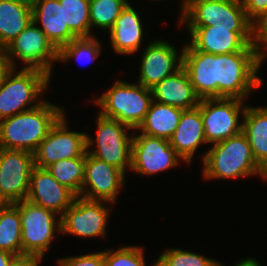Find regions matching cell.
Listing matches in <instances>:
<instances>
[{
  "instance_id": "11",
  "label": "cell",
  "mask_w": 267,
  "mask_h": 266,
  "mask_svg": "<svg viewBox=\"0 0 267 266\" xmlns=\"http://www.w3.org/2000/svg\"><path fill=\"white\" fill-rule=\"evenodd\" d=\"M110 204L113 205L106 201L76 196L72 205L60 216V234H70L81 238L106 237L112 210Z\"/></svg>"
},
{
  "instance_id": "19",
  "label": "cell",
  "mask_w": 267,
  "mask_h": 266,
  "mask_svg": "<svg viewBox=\"0 0 267 266\" xmlns=\"http://www.w3.org/2000/svg\"><path fill=\"white\" fill-rule=\"evenodd\" d=\"M183 45L182 66L200 99L216 98L215 55L197 51L188 41Z\"/></svg>"
},
{
  "instance_id": "10",
  "label": "cell",
  "mask_w": 267,
  "mask_h": 266,
  "mask_svg": "<svg viewBox=\"0 0 267 266\" xmlns=\"http://www.w3.org/2000/svg\"><path fill=\"white\" fill-rule=\"evenodd\" d=\"M5 50L14 68L20 61L22 68L39 69L51 77L54 63L58 62V50L33 20Z\"/></svg>"
},
{
  "instance_id": "38",
  "label": "cell",
  "mask_w": 267,
  "mask_h": 266,
  "mask_svg": "<svg viewBox=\"0 0 267 266\" xmlns=\"http://www.w3.org/2000/svg\"><path fill=\"white\" fill-rule=\"evenodd\" d=\"M13 69L14 67L7 56L6 50L0 48V88Z\"/></svg>"
},
{
  "instance_id": "5",
  "label": "cell",
  "mask_w": 267,
  "mask_h": 266,
  "mask_svg": "<svg viewBox=\"0 0 267 266\" xmlns=\"http://www.w3.org/2000/svg\"><path fill=\"white\" fill-rule=\"evenodd\" d=\"M51 76L39 69L14 68L0 88V120L40 105Z\"/></svg>"
},
{
  "instance_id": "43",
  "label": "cell",
  "mask_w": 267,
  "mask_h": 266,
  "mask_svg": "<svg viewBox=\"0 0 267 266\" xmlns=\"http://www.w3.org/2000/svg\"><path fill=\"white\" fill-rule=\"evenodd\" d=\"M264 179L267 182V162L261 167L260 179Z\"/></svg>"
},
{
  "instance_id": "30",
  "label": "cell",
  "mask_w": 267,
  "mask_h": 266,
  "mask_svg": "<svg viewBox=\"0 0 267 266\" xmlns=\"http://www.w3.org/2000/svg\"><path fill=\"white\" fill-rule=\"evenodd\" d=\"M64 6V26L78 37H92L89 0H59Z\"/></svg>"
},
{
  "instance_id": "7",
  "label": "cell",
  "mask_w": 267,
  "mask_h": 266,
  "mask_svg": "<svg viewBox=\"0 0 267 266\" xmlns=\"http://www.w3.org/2000/svg\"><path fill=\"white\" fill-rule=\"evenodd\" d=\"M21 218L22 255L44 258L51 248L56 233H61L60 216L27 199L14 203ZM58 217V218H57Z\"/></svg>"
},
{
  "instance_id": "24",
  "label": "cell",
  "mask_w": 267,
  "mask_h": 266,
  "mask_svg": "<svg viewBox=\"0 0 267 266\" xmlns=\"http://www.w3.org/2000/svg\"><path fill=\"white\" fill-rule=\"evenodd\" d=\"M183 109L152 101L138 130L146 135L170 139L178 127Z\"/></svg>"
},
{
  "instance_id": "26",
  "label": "cell",
  "mask_w": 267,
  "mask_h": 266,
  "mask_svg": "<svg viewBox=\"0 0 267 266\" xmlns=\"http://www.w3.org/2000/svg\"><path fill=\"white\" fill-rule=\"evenodd\" d=\"M31 21V9L16 0H0V48L5 49Z\"/></svg>"
},
{
  "instance_id": "3",
  "label": "cell",
  "mask_w": 267,
  "mask_h": 266,
  "mask_svg": "<svg viewBox=\"0 0 267 266\" xmlns=\"http://www.w3.org/2000/svg\"><path fill=\"white\" fill-rule=\"evenodd\" d=\"M262 65L257 52L215 55L216 98L246 101L253 90L263 84V79L258 75Z\"/></svg>"
},
{
  "instance_id": "17",
  "label": "cell",
  "mask_w": 267,
  "mask_h": 266,
  "mask_svg": "<svg viewBox=\"0 0 267 266\" xmlns=\"http://www.w3.org/2000/svg\"><path fill=\"white\" fill-rule=\"evenodd\" d=\"M142 51L137 83L144 87L151 89L182 66L183 47L178 52L175 45L166 40L155 39Z\"/></svg>"
},
{
  "instance_id": "1",
  "label": "cell",
  "mask_w": 267,
  "mask_h": 266,
  "mask_svg": "<svg viewBox=\"0 0 267 266\" xmlns=\"http://www.w3.org/2000/svg\"><path fill=\"white\" fill-rule=\"evenodd\" d=\"M64 108L45 99L37 107L0 120V148L34 153L65 114Z\"/></svg>"
},
{
  "instance_id": "35",
  "label": "cell",
  "mask_w": 267,
  "mask_h": 266,
  "mask_svg": "<svg viewBox=\"0 0 267 266\" xmlns=\"http://www.w3.org/2000/svg\"><path fill=\"white\" fill-rule=\"evenodd\" d=\"M254 45L264 63L267 59V15L254 25Z\"/></svg>"
},
{
  "instance_id": "8",
  "label": "cell",
  "mask_w": 267,
  "mask_h": 266,
  "mask_svg": "<svg viewBox=\"0 0 267 266\" xmlns=\"http://www.w3.org/2000/svg\"><path fill=\"white\" fill-rule=\"evenodd\" d=\"M180 26L216 28H254L247 18L242 0H184Z\"/></svg>"
},
{
  "instance_id": "44",
  "label": "cell",
  "mask_w": 267,
  "mask_h": 266,
  "mask_svg": "<svg viewBox=\"0 0 267 266\" xmlns=\"http://www.w3.org/2000/svg\"><path fill=\"white\" fill-rule=\"evenodd\" d=\"M211 266H225L224 263H222L221 261L215 260Z\"/></svg>"
},
{
  "instance_id": "20",
  "label": "cell",
  "mask_w": 267,
  "mask_h": 266,
  "mask_svg": "<svg viewBox=\"0 0 267 266\" xmlns=\"http://www.w3.org/2000/svg\"><path fill=\"white\" fill-rule=\"evenodd\" d=\"M169 142L186 166L190 167L198 148L204 144L208 145L199 107L183 111L178 127Z\"/></svg>"
},
{
  "instance_id": "25",
  "label": "cell",
  "mask_w": 267,
  "mask_h": 266,
  "mask_svg": "<svg viewBox=\"0 0 267 266\" xmlns=\"http://www.w3.org/2000/svg\"><path fill=\"white\" fill-rule=\"evenodd\" d=\"M242 132L246 135L256 162L262 167L267 162V106H247Z\"/></svg>"
},
{
  "instance_id": "18",
  "label": "cell",
  "mask_w": 267,
  "mask_h": 266,
  "mask_svg": "<svg viewBox=\"0 0 267 266\" xmlns=\"http://www.w3.org/2000/svg\"><path fill=\"white\" fill-rule=\"evenodd\" d=\"M76 195L60 184L46 169L34 167L31 172L26 199L54 211L61 216L70 207Z\"/></svg>"
},
{
  "instance_id": "27",
  "label": "cell",
  "mask_w": 267,
  "mask_h": 266,
  "mask_svg": "<svg viewBox=\"0 0 267 266\" xmlns=\"http://www.w3.org/2000/svg\"><path fill=\"white\" fill-rule=\"evenodd\" d=\"M21 231L19 208L11 203L0 210V249L22 255Z\"/></svg>"
},
{
  "instance_id": "37",
  "label": "cell",
  "mask_w": 267,
  "mask_h": 266,
  "mask_svg": "<svg viewBox=\"0 0 267 266\" xmlns=\"http://www.w3.org/2000/svg\"><path fill=\"white\" fill-rule=\"evenodd\" d=\"M43 258L34 255H19L15 256L9 266H39L41 265Z\"/></svg>"
},
{
  "instance_id": "31",
  "label": "cell",
  "mask_w": 267,
  "mask_h": 266,
  "mask_svg": "<svg viewBox=\"0 0 267 266\" xmlns=\"http://www.w3.org/2000/svg\"><path fill=\"white\" fill-rule=\"evenodd\" d=\"M129 0H89L90 26L109 32ZM93 27V28H92Z\"/></svg>"
},
{
  "instance_id": "40",
  "label": "cell",
  "mask_w": 267,
  "mask_h": 266,
  "mask_svg": "<svg viewBox=\"0 0 267 266\" xmlns=\"http://www.w3.org/2000/svg\"><path fill=\"white\" fill-rule=\"evenodd\" d=\"M14 257L12 253L0 249V266H9Z\"/></svg>"
},
{
  "instance_id": "22",
  "label": "cell",
  "mask_w": 267,
  "mask_h": 266,
  "mask_svg": "<svg viewBox=\"0 0 267 266\" xmlns=\"http://www.w3.org/2000/svg\"><path fill=\"white\" fill-rule=\"evenodd\" d=\"M151 90L154 101L183 110L198 107L201 100L196 95L189 75L183 66L157 83Z\"/></svg>"
},
{
  "instance_id": "14",
  "label": "cell",
  "mask_w": 267,
  "mask_h": 266,
  "mask_svg": "<svg viewBox=\"0 0 267 266\" xmlns=\"http://www.w3.org/2000/svg\"><path fill=\"white\" fill-rule=\"evenodd\" d=\"M64 114L33 153L34 165L46 169L60 160L82 157L87 152V133L71 131Z\"/></svg>"
},
{
  "instance_id": "45",
  "label": "cell",
  "mask_w": 267,
  "mask_h": 266,
  "mask_svg": "<svg viewBox=\"0 0 267 266\" xmlns=\"http://www.w3.org/2000/svg\"><path fill=\"white\" fill-rule=\"evenodd\" d=\"M180 6H181V14L179 16V19L182 17V14H183V10H184V0H181V3H180Z\"/></svg>"
},
{
  "instance_id": "21",
  "label": "cell",
  "mask_w": 267,
  "mask_h": 266,
  "mask_svg": "<svg viewBox=\"0 0 267 266\" xmlns=\"http://www.w3.org/2000/svg\"><path fill=\"white\" fill-rule=\"evenodd\" d=\"M136 11L129 3L115 19L113 27L108 32L110 44L116 54L127 56L141 50L145 28L139 12Z\"/></svg>"
},
{
  "instance_id": "15",
  "label": "cell",
  "mask_w": 267,
  "mask_h": 266,
  "mask_svg": "<svg viewBox=\"0 0 267 266\" xmlns=\"http://www.w3.org/2000/svg\"><path fill=\"white\" fill-rule=\"evenodd\" d=\"M125 180L123 171L86 152L81 197L116 204L120 191L125 187Z\"/></svg>"
},
{
  "instance_id": "4",
  "label": "cell",
  "mask_w": 267,
  "mask_h": 266,
  "mask_svg": "<svg viewBox=\"0 0 267 266\" xmlns=\"http://www.w3.org/2000/svg\"><path fill=\"white\" fill-rule=\"evenodd\" d=\"M92 101L100 107V115L118 120L135 130L144 121L153 97L150 88L137 82L116 80L110 89Z\"/></svg>"
},
{
  "instance_id": "32",
  "label": "cell",
  "mask_w": 267,
  "mask_h": 266,
  "mask_svg": "<svg viewBox=\"0 0 267 266\" xmlns=\"http://www.w3.org/2000/svg\"><path fill=\"white\" fill-rule=\"evenodd\" d=\"M215 260L185 249L167 247L151 266H211Z\"/></svg>"
},
{
  "instance_id": "2",
  "label": "cell",
  "mask_w": 267,
  "mask_h": 266,
  "mask_svg": "<svg viewBox=\"0 0 267 266\" xmlns=\"http://www.w3.org/2000/svg\"><path fill=\"white\" fill-rule=\"evenodd\" d=\"M201 156V173L205 180L260 177L261 166L256 162L243 132L212 144Z\"/></svg>"
},
{
  "instance_id": "23",
  "label": "cell",
  "mask_w": 267,
  "mask_h": 266,
  "mask_svg": "<svg viewBox=\"0 0 267 266\" xmlns=\"http://www.w3.org/2000/svg\"><path fill=\"white\" fill-rule=\"evenodd\" d=\"M32 20L58 51L78 38L64 26V6L59 0H41L32 10Z\"/></svg>"
},
{
  "instance_id": "34",
  "label": "cell",
  "mask_w": 267,
  "mask_h": 266,
  "mask_svg": "<svg viewBox=\"0 0 267 266\" xmlns=\"http://www.w3.org/2000/svg\"><path fill=\"white\" fill-rule=\"evenodd\" d=\"M58 266H105L104 250L57 259Z\"/></svg>"
},
{
  "instance_id": "12",
  "label": "cell",
  "mask_w": 267,
  "mask_h": 266,
  "mask_svg": "<svg viewBox=\"0 0 267 266\" xmlns=\"http://www.w3.org/2000/svg\"><path fill=\"white\" fill-rule=\"evenodd\" d=\"M133 133L130 172L154 176L185 163L168 139L149 136L138 129Z\"/></svg>"
},
{
  "instance_id": "33",
  "label": "cell",
  "mask_w": 267,
  "mask_h": 266,
  "mask_svg": "<svg viewBox=\"0 0 267 266\" xmlns=\"http://www.w3.org/2000/svg\"><path fill=\"white\" fill-rule=\"evenodd\" d=\"M144 248L137 245H122L120 248L105 249V266H146Z\"/></svg>"
},
{
  "instance_id": "28",
  "label": "cell",
  "mask_w": 267,
  "mask_h": 266,
  "mask_svg": "<svg viewBox=\"0 0 267 266\" xmlns=\"http://www.w3.org/2000/svg\"><path fill=\"white\" fill-rule=\"evenodd\" d=\"M86 153L82 157L60 160L46 168L62 185L76 196L81 195L84 181Z\"/></svg>"
},
{
  "instance_id": "6",
  "label": "cell",
  "mask_w": 267,
  "mask_h": 266,
  "mask_svg": "<svg viewBox=\"0 0 267 266\" xmlns=\"http://www.w3.org/2000/svg\"><path fill=\"white\" fill-rule=\"evenodd\" d=\"M96 116V138L93 139L90 133H87V153L126 174L131 168L134 130L118 120L104 117L99 113Z\"/></svg>"
},
{
  "instance_id": "16",
  "label": "cell",
  "mask_w": 267,
  "mask_h": 266,
  "mask_svg": "<svg viewBox=\"0 0 267 266\" xmlns=\"http://www.w3.org/2000/svg\"><path fill=\"white\" fill-rule=\"evenodd\" d=\"M34 167L33 153L0 148V190L10 203L26 199Z\"/></svg>"
},
{
  "instance_id": "42",
  "label": "cell",
  "mask_w": 267,
  "mask_h": 266,
  "mask_svg": "<svg viewBox=\"0 0 267 266\" xmlns=\"http://www.w3.org/2000/svg\"><path fill=\"white\" fill-rule=\"evenodd\" d=\"M11 203L3 196L0 190V210L7 207Z\"/></svg>"
},
{
  "instance_id": "29",
  "label": "cell",
  "mask_w": 267,
  "mask_h": 266,
  "mask_svg": "<svg viewBox=\"0 0 267 266\" xmlns=\"http://www.w3.org/2000/svg\"><path fill=\"white\" fill-rule=\"evenodd\" d=\"M102 44L96 36L72 40L58 51V63L68 64L74 60L83 64L93 63L101 56Z\"/></svg>"
},
{
  "instance_id": "36",
  "label": "cell",
  "mask_w": 267,
  "mask_h": 266,
  "mask_svg": "<svg viewBox=\"0 0 267 266\" xmlns=\"http://www.w3.org/2000/svg\"><path fill=\"white\" fill-rule=\"evenodd\" d=\"M247 18L255 25L267 15V0H242Z\"/></svg>"
},
{
  "instance_id": "9",
  "label": "cell",
  "mask_w": 267,
  "mask_h": 266,
  "mask_svg": "<svg viewBox=\"0 0 267 266\" xmlns=\"http://www.w3.org/2000/svg\"><path fill=\"white\" fill-rule=\"evenodd\" d=\"M238 98L201 99L198 107L203 119L206 141L221 142L242 132L247 103Z\"/></svg>"
},
{
  "instance_id": "13",
  "label": "cell",
  "mask_w": 267,
  "mask_h": 266,
  "mask_svg": "<svg viewBox=\"0 0 267 266\" xmlns=\"http://www.w3.org/2000/svg\"><path fill=\"white\" fill-rule=\"evenodd\" d=\"M189 32V43L209 54L257 52L254 28H216L215 26H183Z\"/></svg>"
},
{
  "instance_id": "39",
  "label": "cell",
  "mask_w": 267,
  "mask_h": 266,
  "mask_svg": "<svg viewBox=\"0 0 267 266\" xmlns=\"http://www.w3.org/2000/svg\"><path fill=\"white\" fill-rule=\"evenodd\" d=\"M234 266H261L259 261H257L254 257H245L240 260H238Z\"/></svg>"
},
{
  "instance_id": "41",
  "label": "cell",
  "mask_w": 267,
  "mask_h": 266,
  "mask_svg": "<svg viewBox=\"0 0 267 266\" xmlns=\"http://www.w3.org/2000/svg\"><path fill=\"white\" fill-rule=\"evenodd\" d=\"M16 1H18L23 6L33 10L40 3L41 0H16Z\"/></svg>"
}]
</instances>
